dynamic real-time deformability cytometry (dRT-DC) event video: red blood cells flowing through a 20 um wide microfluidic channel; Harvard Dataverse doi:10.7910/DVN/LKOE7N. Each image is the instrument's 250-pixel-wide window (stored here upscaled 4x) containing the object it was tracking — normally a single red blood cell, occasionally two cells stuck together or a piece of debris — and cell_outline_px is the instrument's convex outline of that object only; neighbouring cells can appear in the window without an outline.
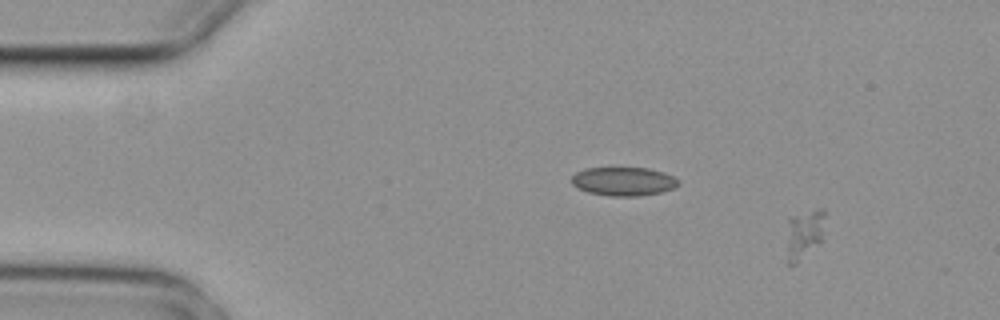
{"species": "common noctule bat (a hibernating species)", "species_latin": "Nyctalus noctula", "temperature_condition": "cold", "stored_images_in_passage": 3, "camera_frame_rate_fps": 3000, "um_per_image_px": 0.085, "animal": {"sex": "female", "body_mass_g": 29.2, "forearm_length_mm": 56.3}, "frame": {"image": 1, "passage_image": 1, "time_ms": 0.0, "image_size_px": [1000, 320], "cell_outline_px": [[824, 216], [820, 240], [796, 264], [788, 264], [788, 216], [824, 208]], "centroid_in_image_um": [68.32, 19.86], "position_along_channel_um": 16.7, "area_um2": 10.4}}